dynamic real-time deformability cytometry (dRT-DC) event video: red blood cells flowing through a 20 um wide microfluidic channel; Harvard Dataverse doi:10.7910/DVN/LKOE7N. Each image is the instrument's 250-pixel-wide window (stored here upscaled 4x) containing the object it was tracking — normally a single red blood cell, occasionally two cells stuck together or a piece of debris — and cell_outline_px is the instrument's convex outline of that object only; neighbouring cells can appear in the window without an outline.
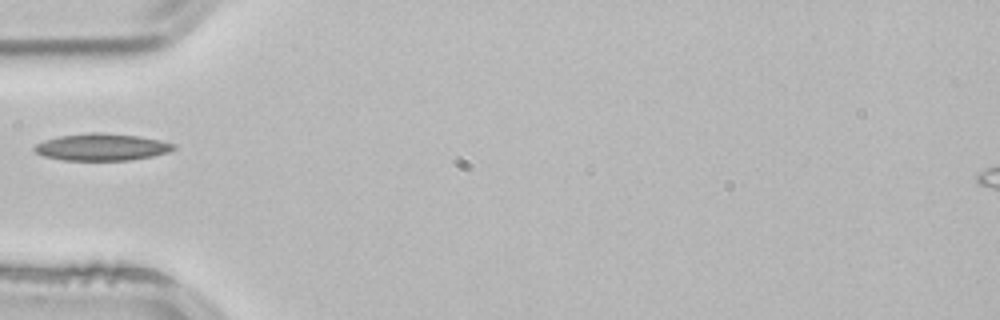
{"species": "common noctule bat (a hibernating species)", "species_latin": "Nyctalus noctula", "temperature_condition": "room temperature", "stored_images_in_passage": 4, "camera_frame_rate_fps": 3000, "um_per_image_px": 0.085, "animal": {"sex": "male", "body_mass_g": 21.5, "forearm_length_mm": 52.0}, "frame": {"image": 1, "passage_image": 4, "time_ms": 1.0, "image_size_px": [1000, 320], "cell_outline_px": [[176, 148], [168, 152], [152, 156], [132, 160], [64, 160], [44, 156], [36, 152], [32, 148], [36, 144], [44, 140], [60, 136], [92, 132], [96, 132], [140, 136], [160, 140], [176, 144]], "centroid_in_image_um": [8.67, 12.5], "position_along_channel_um": 76.3, "area_um2": 21.85}}